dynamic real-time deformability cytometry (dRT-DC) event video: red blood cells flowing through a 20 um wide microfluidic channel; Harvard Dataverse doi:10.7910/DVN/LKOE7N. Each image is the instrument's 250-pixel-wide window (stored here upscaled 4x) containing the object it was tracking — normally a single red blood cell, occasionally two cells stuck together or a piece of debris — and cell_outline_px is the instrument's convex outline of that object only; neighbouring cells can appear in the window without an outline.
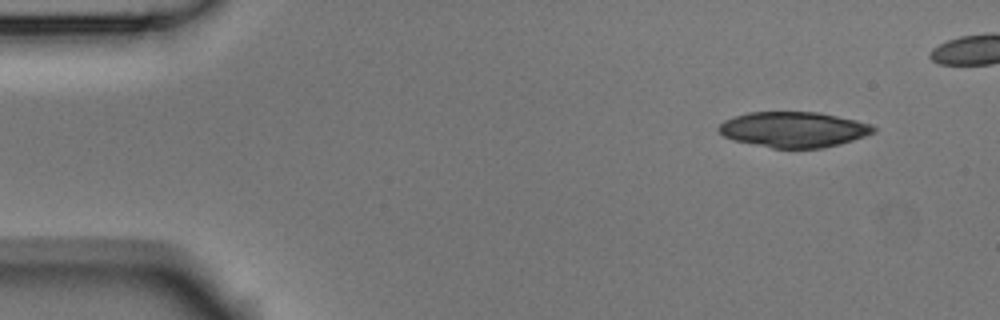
{"species": "Egyptian fruit bat (a non-hibernating species)", "species_latin": "Rousettus aegyptiacus", "temperature_condition": "room temperature", "stored_images_in_passage": 5, "camera_frame_rate_fps": 3000, "um_per_image_px": 0.085, "animal": {"sex": "male"}, "frame": {"image": 1, "passage_image": 2, "time_ms": 0.333, "image_size_px": [1000, 320], "cell_outline_px": [[876, 132], [840, 144], [820, 148], [772, 148], [732, 140], [724, 136], [716, 128], [724, 120], [748, 112], [820, 112], [856, 120], [872, 124], [876, 128]], "centroid_in_image_um": [67.46, 11.0], "position_along_channel_um": 17.5, "area_um2": 32.08}}